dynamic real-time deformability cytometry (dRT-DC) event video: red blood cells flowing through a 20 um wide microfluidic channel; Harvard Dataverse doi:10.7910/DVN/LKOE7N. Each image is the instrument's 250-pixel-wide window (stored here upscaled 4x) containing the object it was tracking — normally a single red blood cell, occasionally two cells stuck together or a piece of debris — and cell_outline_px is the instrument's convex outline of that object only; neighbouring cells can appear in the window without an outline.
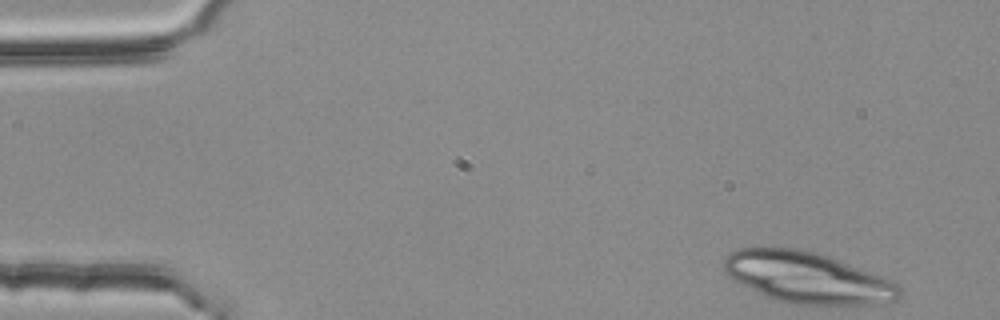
{"species": "common noctule bat (a hibernating species)", "species_latin": "Nyctalus noctula", "temperature_condition": "room temperature", "stored_images_in_passage": 42, "segment_of_instrument_passage": [1, 2], "camera_frame_rate_fps": 3000, "um_per_image_px": 0.085, "animal": {"sex": "female", "body_mass_g": 25.1}, "frame": {"image": 1, "passage_image": 1, "time_ms": 0.0, "image_size_px": [1000, 320], "cell_outline_px": [[904, 292], [896, 300], [872, 304], [788, 304], [772, 300], [728, 276], [724, 272], [724, 260], [728, 252], [736, 248], [800, 248], [828, 256], [896, 280], [900, 284]], "centroid_in_image_um": [68.67, 23.59], "position_along_channel_um": 16.3, "area_um2": 52.71}}